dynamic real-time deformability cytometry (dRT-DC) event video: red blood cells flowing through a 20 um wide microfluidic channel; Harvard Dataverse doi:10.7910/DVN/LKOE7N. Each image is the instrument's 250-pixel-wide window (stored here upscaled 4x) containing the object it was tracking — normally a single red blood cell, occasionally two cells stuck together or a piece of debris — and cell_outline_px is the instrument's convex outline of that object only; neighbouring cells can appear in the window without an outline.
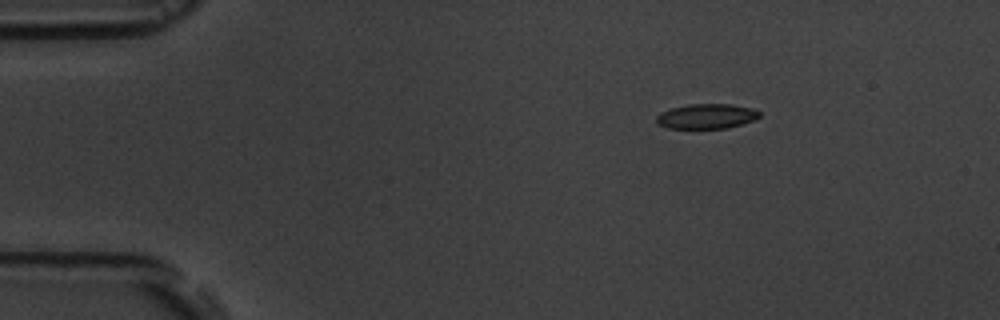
{"species": "common noctule bat (a hibernating species)", "species_latin": "Nyctalus noctula", "temperature_condition": "room temperature", "stored_images_in_passage": 2, "camera_frame_rate_fps": 3000, "um_per_image_px": 0.085, "animal": {"sex": "male", "body_mass_g": 19.5, "forearm_length_mm": 54.6}, "frame": {"image": 1, "passage_image": 2, "time_ms": 2.0, "image_size_px": [1000, 320], "cell_outline_px": [[760, 116], [752, 120], [728, 128], [668, 128], [656, 124], [656, 116], [660, 112], [672, 108], [688, 104], [732, 104], [752, 108], [760, 112]], "centroid_in_image_um": [60.02, 9.88], "position_along_channel_um": 25.0, "area_um2": 14.91}}